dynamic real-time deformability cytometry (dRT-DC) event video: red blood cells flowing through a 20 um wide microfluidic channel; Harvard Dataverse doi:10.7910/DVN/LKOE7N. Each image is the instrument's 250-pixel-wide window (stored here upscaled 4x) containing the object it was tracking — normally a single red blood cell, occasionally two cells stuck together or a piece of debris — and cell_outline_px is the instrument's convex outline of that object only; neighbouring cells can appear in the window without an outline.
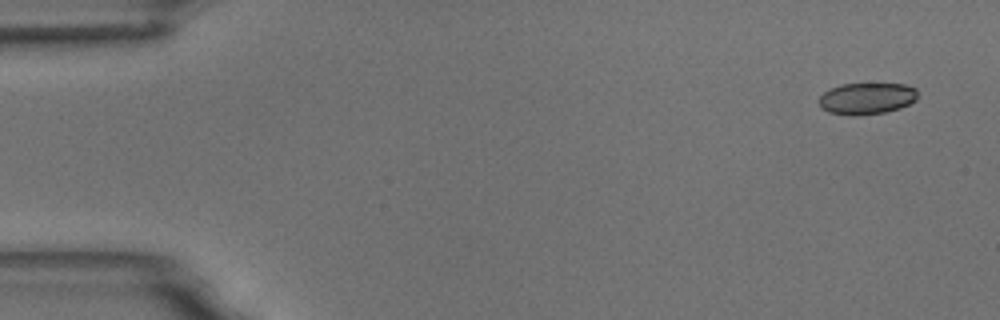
{"species": "common noctule bat (a hibernating species)", "species_latin": "Nyctalus noctula", "temperature_condition": "room temperature", "stored_images_in_passage": 3, "camera_frame_rate_fps": 3000, "um_per_image_px": 0.085, "animal": {"sex": "male", "body_mass_g": 18.8}, "frame": {"image": 1, "passage_image": 1, "time_ms": 0.0, "image_size_px": [1000, 320], "cell_outline_px": [[916, 100], [900, 108], [884, 112], [856, 116], [848, 116], [828, 112], [820, 108], [820, 96], [824, 92], [840, 84], [904, 84], [916, 88]], "centroid_in_image_um": [73.65, 8.38], "position_along_channel_um": 11.4, "area_um2": 18.15}}